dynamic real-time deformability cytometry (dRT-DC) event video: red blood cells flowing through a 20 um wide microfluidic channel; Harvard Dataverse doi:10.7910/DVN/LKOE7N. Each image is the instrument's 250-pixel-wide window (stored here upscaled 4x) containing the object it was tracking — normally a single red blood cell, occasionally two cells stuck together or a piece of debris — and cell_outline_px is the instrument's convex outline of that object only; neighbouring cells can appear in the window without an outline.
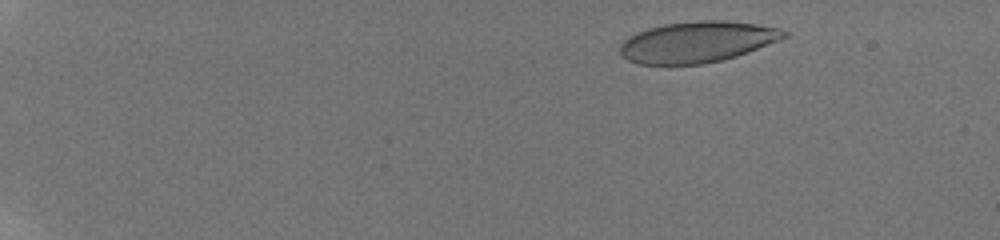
{"species": "human", "species_latin": "Homo sapiens", "temperature_condition": "room temperature", "stored_images_in_passage": 23, "camera_frame_rate_fps": 3000, "um_per_image_px": 0.085, "donor": {"sex": "male"}, "frame": {"image": 1, "passage_image": 5, "time_ms": 1.667, "image_size_px": [1000, 240], "cell_outline_px": [[788, 36], [748, 52], [724, 60], [704, 64], [636, 64], [620, 56], [620, 44], [628, 36], [636, 32], [648, 28], [664, 24], [700, 20], [724, 20], [756, 24], [776, 28], [788, 32]], "centroid_in_image_um": [59.22, 3.57], "position_along_channel_um": 25.8, "area_um2": 39.25}}
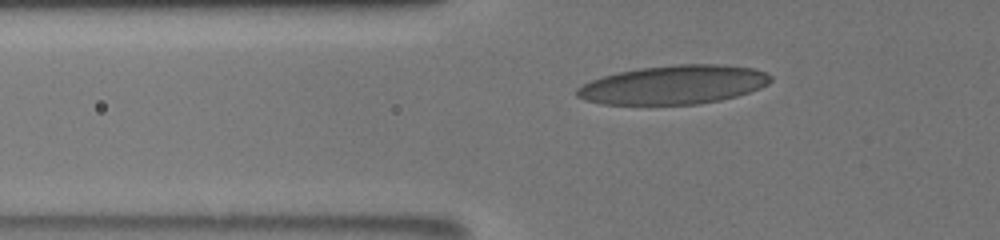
{"frame": {"image": 2, "passage_image": 16, "time_ms": 6.333, "image_size_px": [1000, 240], "cell_outline_px": [[772, 80], [768, 84], [760, 88], [736, 96], [720, 100], [700, 104], [604, 104], [584, 100], [576, 96], [576, 88], [592, 80], [616, 72], [640, 68], [676, 64], [716, 64], [752, 68], [764, 72], [772, 76]], "centroid_in_image_um": [57.25, 7.2], "position_along_channel_um": 68.5, "area_um2": 43.7}}
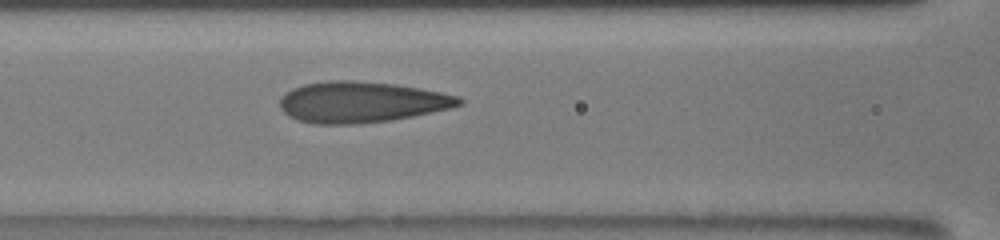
{"frame": {"image": 3, "passage_image": 20, "time_ms": 8.333, "image_size_px": [1000, 240], "cell_outline_px": [[464, 104], [452, 108], [392, 120], [360, 124], [312, 124], [288, 116], [280, 108], [280, 96], [292, 88], [304, 84], [328, 80], [352, 80], [396, 84], [420, 88], [460, 96], [464, 100]], "centroid_in_image_um": [30.73, 8.67], "position_along_channel_um": 135.9, "area_um2": 43.18}}